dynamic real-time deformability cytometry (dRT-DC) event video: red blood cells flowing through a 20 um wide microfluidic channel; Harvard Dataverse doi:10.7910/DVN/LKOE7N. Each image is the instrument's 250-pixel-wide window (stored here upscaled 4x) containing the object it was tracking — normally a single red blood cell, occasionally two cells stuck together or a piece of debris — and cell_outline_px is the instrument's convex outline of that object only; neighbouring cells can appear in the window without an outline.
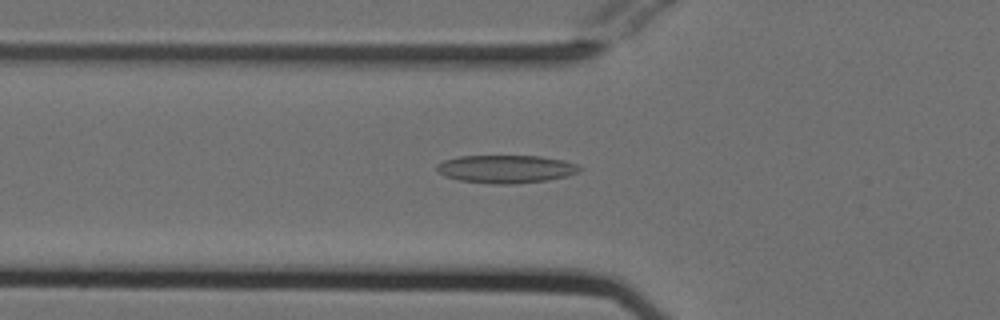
{"species": "Egyptian fruit bat (a non-hibernating species)", "species_latin": "Rousettus aegyptiacus", "temperature_condition": "cold", "stored_images_in_passage": 53, "camera_frame_rate_fps": 3000, "um_per_image_px": 0.085, "animal": {"sex": "female"}, "frame": {"image": 1, "passage_image": 18, "time_ms": 5.667, "image_size_px": [1000, 320], "cell_outline_px": [[584, 168], [580, 172], [568, 176], [548, 180], [512, 184], [492, 184], [460, 180], [444, 176], [436, 172], [436, 164], [444, 160], [460, 156], [540, 156], [564, 160], [576, 164]], "centroid_in_image_um": [43.02, 14.37], "position_along_channel_um": 82.8, "area_um2": 23.52}}
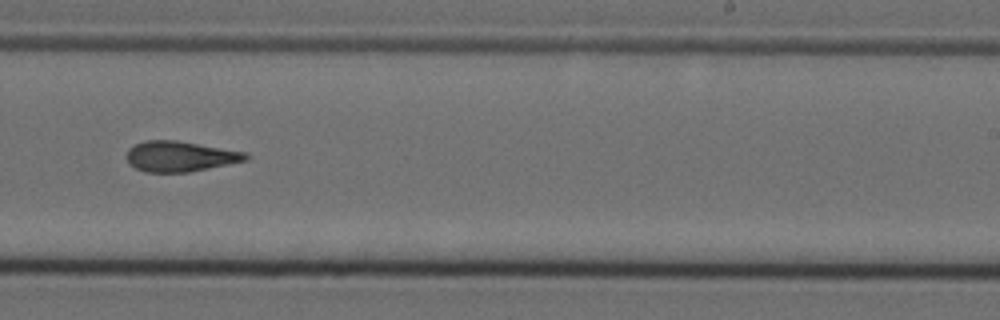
{"frame": {"image": 2, "passage_image": 33, "time_ms": 10.667, "image_size_px": [1000, 320], "cell_outline_px": [[252, 156], [248, 160], [188, 172], [144, 172], [128, 164], [128, 148], [136, 144], [148, 140], [176, 140], [248, 152]], "centroid_in_image_um": [15.35, 13.29], "position_along_channel_um": 273.6, "area_um2": 21.15}}
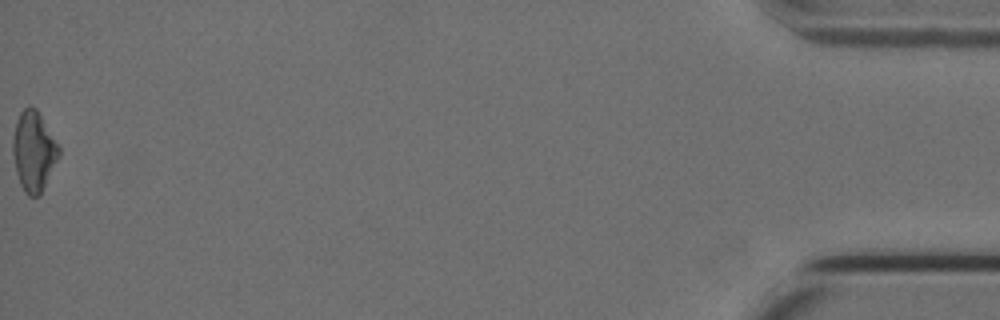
{"frame": {"image": 3, "passage_image": 53, "time_ms": 17.333, "image_size_px": [1000, 320], "cell_outline_px": [[60, 156], [40, 196], [28, 196], [24, 192], [20, 184], [16, 172], [12, 152], [12, 140], [16, 120], [20, 112], [28, 104], [36, 108], [60, 148]], "centroid_in_image_um": [2.85, 12.87], "position_along_channel_um": 432.3, "area_um2": 21.62}, "authors_computed_cell_mechanics": {"area_um2": 21.5016, "velocity_mm_per_s": 3.8003, "shape_relaxation_time_tau1_ms": null, "shape_relaxation_time_tau2_ms": 3.7658, "deformation_change_tau1": null, "deformation_change_tau2": 0.1374}}